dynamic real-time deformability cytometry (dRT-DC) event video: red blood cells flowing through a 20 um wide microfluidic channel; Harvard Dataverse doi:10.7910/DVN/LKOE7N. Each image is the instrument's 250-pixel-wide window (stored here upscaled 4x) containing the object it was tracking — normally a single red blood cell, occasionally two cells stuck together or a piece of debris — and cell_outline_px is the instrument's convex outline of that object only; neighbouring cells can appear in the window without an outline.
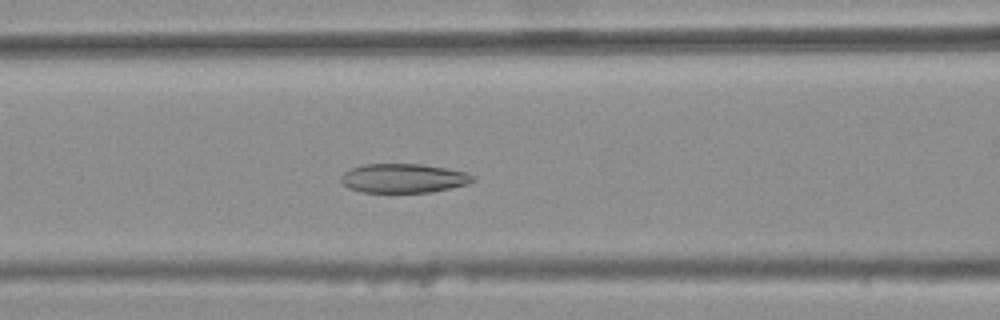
{"species": "common noctule bat (a hibernating species)", "species_latin": "Nyctalus noctula", "temperature_condition": "warm", "stored_images_in_passage": 44, "camera_frame_rate_fps": 3000, "um_per_image_px": 0.085, "animal": {"sex": "female", "body_mass_g": 25.1}, "frame": {"image": 1, "passage_image": 22, "time_ms": 7.0, "image_size_px": [1000, 320], "cell_outline_px": [[476, 176], [468, 184], [452, 188], [432, 192], [360, 192], [348, 188], [340, 180], [340, 176], [348, 168], [364, 164], [420, 164], [468, 172]], "centroid_in_image_um": [34.27, 15.15], "position_along_channel_um": 132.3, "area_um2": 22.54}}
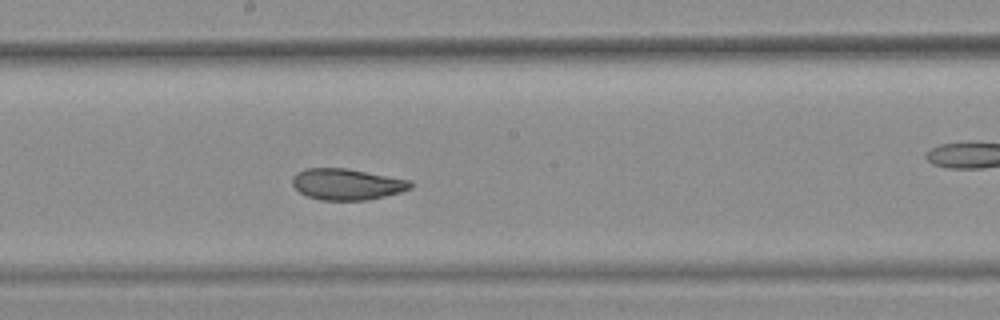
{"frame": {"image": 2, "passage_image": 29, "time_ms": 9.333, "image_size_px": [1000, 320], "cell_outline_px": [[412, 188], [400, 192], [368, 200], [320, 200], [308, 196], [300, 192], [292, 184], [292, 176], [296, 172], [304, 168], [348, 168], [412, 180]], "centroid_in_image_um": [29.49, 15.65], "position_along_channel_um": 218.7, "area_um2": 21.68}}
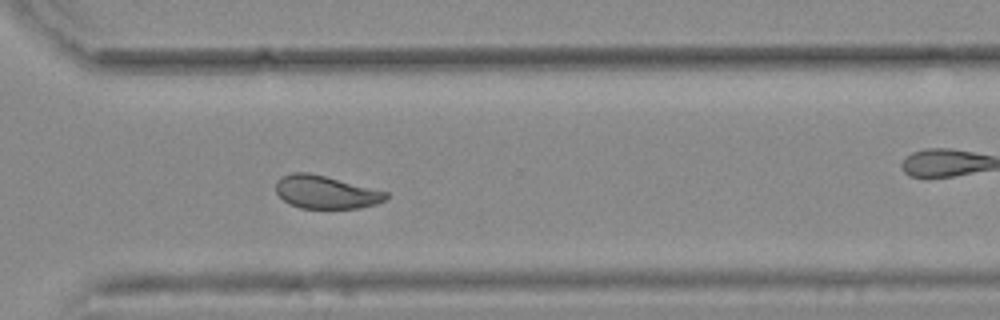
{"frame": {"image": 3, "passage_image": 39, "time_ms": 12.667, "image_size_px": [1000, 320], "cell_outline_px": [[388, 196], [384, 200], [376, 204], [360, 208], [300, 208], [284, 200], [276, 192], [276, 180], [280, 176], [292, 172], [308, 172], [388, 192]], "centroid_in_image_um": [27.66, 16.32], "position_along_channel_um": 342.9, "area_um2": 20.98}, "authors_computed_cell_mechanics": {"area_um2": 22.831, "velocity_mm_per_s": 3.7099, "shape_relaxation_time_tau1_ms": null, "shape_relaxation_time_tau2_ms": 1.9568, "deformation_change_tau1": null, "deformation_change_tau2": 0.0809}}